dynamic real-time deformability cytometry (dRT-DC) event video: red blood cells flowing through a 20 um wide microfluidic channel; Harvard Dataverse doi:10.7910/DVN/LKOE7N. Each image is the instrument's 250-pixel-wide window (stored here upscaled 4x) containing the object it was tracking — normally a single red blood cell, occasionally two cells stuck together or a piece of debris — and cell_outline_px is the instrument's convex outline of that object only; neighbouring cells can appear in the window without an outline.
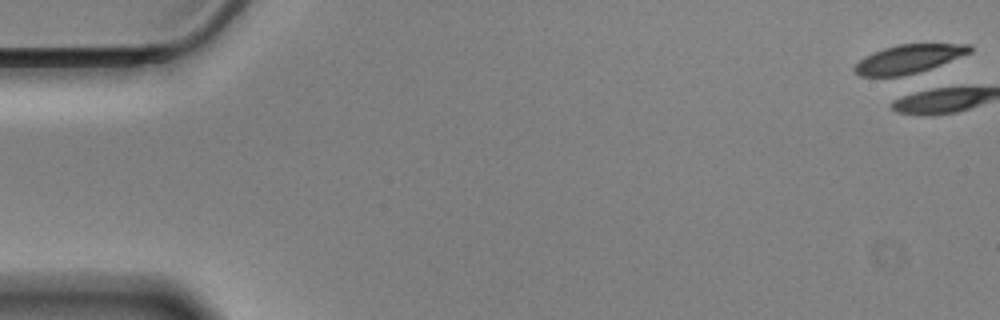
{"species": "Egyptian fruit bat (a non-hibernating species)", "species_latin": "Rousettus aegyptiacus", "temperature_condition": "cold", "stored_images_in_passage": 3, "camera_frame_rate_fps": 3000, "um_per_image_px": 0.085, "animal": {"sex": "male"}, "frame": {"image": 1, "passage_image": 1, "time_ms": 0.0, "image_size_px": [1000, 320], "cell_outline_px": [[972, 52], [920, 72], [900, 76], [860, 76], [852, 68], [860, 60], [884, 48], [896, 44], [972, 44]], "centroid_in_image_um": [77.27, 5.01], "position_along_channel_um": 7.7, "area_um2": 18.9}}